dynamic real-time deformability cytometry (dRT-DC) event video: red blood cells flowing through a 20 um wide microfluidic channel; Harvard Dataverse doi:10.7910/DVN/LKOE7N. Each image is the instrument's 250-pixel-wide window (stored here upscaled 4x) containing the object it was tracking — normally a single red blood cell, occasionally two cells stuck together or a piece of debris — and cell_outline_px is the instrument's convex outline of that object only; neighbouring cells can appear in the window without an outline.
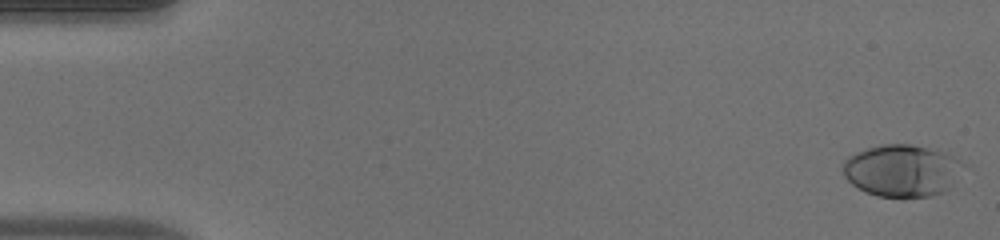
{"species": "human", "species_latin": "Homo sapiens", "temperature_condition": "warm", "stored_images_in_passage": 52, "camera_frame_rate_fps": 3000, "um_per_image_px": 0.085, "donor": {"sex": "male"}, "frame": {"image": 1, "passage_image": 1, "time_ms": 0.0, "image_size_px": [1000, 240], "cell_outline_px": [[964, 164], [948, 188], [944, 192], [928, 196], [904, 200], [876, 196], [864, 192], [852, 184], [844, 176], [840, 168], [844, 160], [848, 156], [856, 152], [880, 144], [912, 144], [948, 152], [960, 160]], "centroid_in_image_um": [76.62, 14.52], "position_along_channel_um": 8.4, "area_um2": 37.28}}
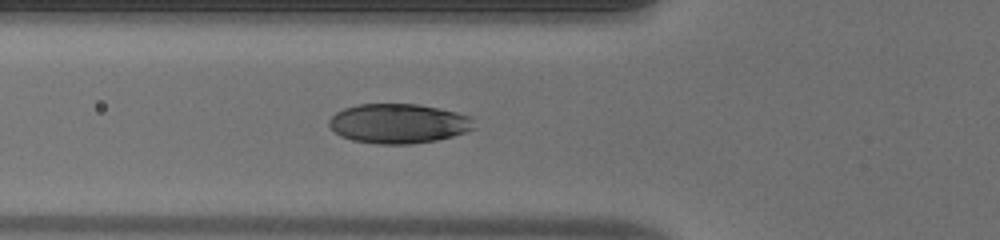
{"frame": {"image": 2, "passage_image": 19, "time_ms": 6.0, "image_size_px": [1000, 240], "cell_outline_px": [[476, 128], [452, 136], [436, 140], [412, 144], [376, 144], [352, 140], [340, 136], [328, 124], [328, 120], [336, 112], [344, 108], [356, 104], [420, 104], [456, 112], [472, 116]], "centroid_in_image_um": [33.88, 10.49], "position_along_channel_um": 91.9, "area_um2": 33.64}}
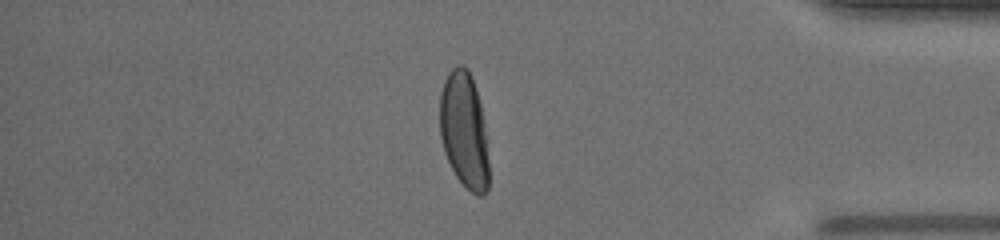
{"frame": {"image": 3, "passage_image": 44, "time_ms": 14.333, "image_size_px": [1000, 240], "cell_outline_px": [[488, 188], [480, 196], [476, 196], [456, 176], [444, 152], [440, 136], [440, 92], [444, 80], [448, 72], [456, 64], [464, 64], [468, 68], [472, 76], [480, 104], [484, 124], [488, 160]], "centroid_in_image_um": [39.43, 11.02], "position_along_channel_um": 395.8, "area_um2": 33.12}, "authors_computed_cell_mechanics": {"area_um2": 34.3043, "velocity_mm_per_s": 3.9876, "shape_relaxation_time_tau1_ms": 3.212, "shape_relaxation_time_tau2_ms": null, "deformation_change_tau1": 0.1841, "deformation_change_tau2": null}}